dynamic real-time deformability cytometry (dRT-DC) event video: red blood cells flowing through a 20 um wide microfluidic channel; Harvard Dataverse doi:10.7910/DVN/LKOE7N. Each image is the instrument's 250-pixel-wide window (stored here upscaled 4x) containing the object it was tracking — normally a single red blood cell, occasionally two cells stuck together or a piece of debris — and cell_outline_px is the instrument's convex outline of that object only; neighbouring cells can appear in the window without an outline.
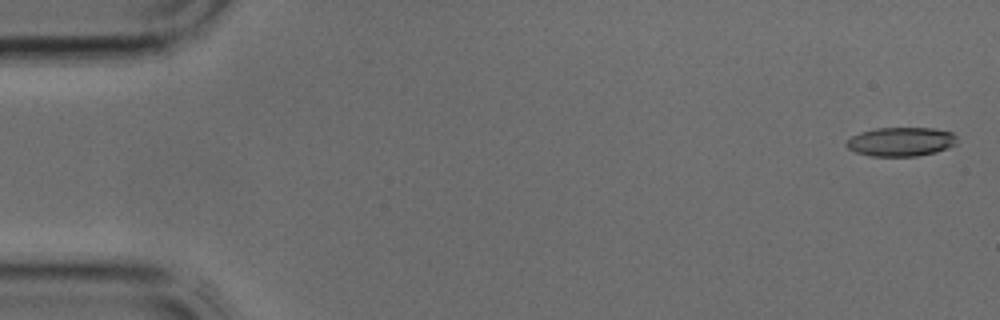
{"species": "common noctule bat (a hibernating species)", "species_latin": "Nyctalus noctula", "temperature_condition": "cold", "stored_images_in_passage": 40, "segment_of_instrument_passage": [1, 2], "camera_frame_rate_fps": 3000, "um_per_image_px": 0.085, "animal": {"sex": "male", "body_mass_g": 17.9, "forearm_length_mm": 54.2}, "frame": {"image": 1, "passage_image": 1, "time_ms": 0.0, "image_size_px": [1000, 320], "cell_outline_px": [[956, 144], [948, 148], [936, 152], [916, 156], [872, 156], [856, 152], [848, 148], [844, 144], [852, 136], [860, 132], [876, 128], [932, 128], [952, 132], [956, 136]], "centroid_in_image_um": [76.58, 12.04], "position_along_channel_um": 8.4, "area_um2": 18.67}}
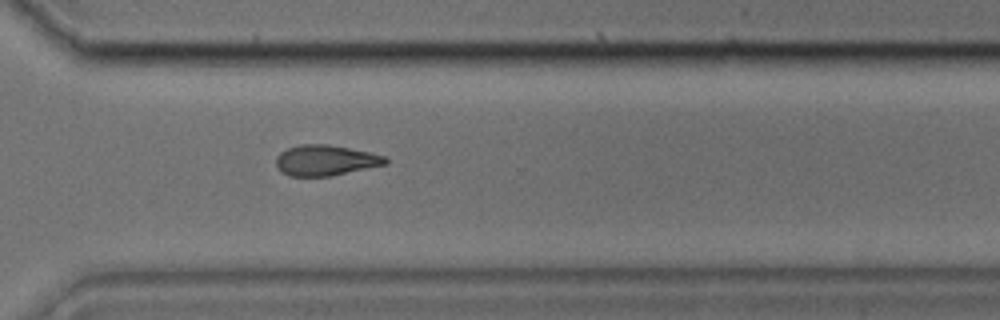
{"frame": {"image": 2, "passage_image": 28, "time_ms": 9.0, "image_size_px": [1000, 320], "cell_outline_px": [[388, 164], [328, 176], [288, 176], [280, 172], [276, 168], [276, 156], [280, 152], [288, 148], [300, 144], [328, 144], [388, 156]], "centroid_in_image_um": [27.64, 13.63], "position_along_channel_um": 343.0, "area_um2": 19.59}}
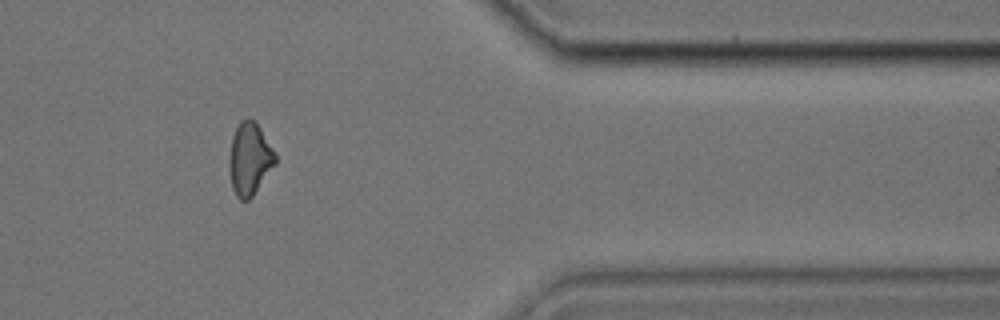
{"frame": {"image": 3, "passage_image": 32, "time_ms": 10.333, "image_size_px": [1000, 320], "cell_outline_px": [[276, 164], [252, 196], [248, 200], [240, 200], [236, 196], [232, 188], [228, 168], [228, 156], [232, 136], [240, 120], [248, 116], [260, 128], [276, 156]], "centroid_in_image_um": [21.18, 13.51], "position_along_channel_um": 390.2, "area_um2": 19.48}}